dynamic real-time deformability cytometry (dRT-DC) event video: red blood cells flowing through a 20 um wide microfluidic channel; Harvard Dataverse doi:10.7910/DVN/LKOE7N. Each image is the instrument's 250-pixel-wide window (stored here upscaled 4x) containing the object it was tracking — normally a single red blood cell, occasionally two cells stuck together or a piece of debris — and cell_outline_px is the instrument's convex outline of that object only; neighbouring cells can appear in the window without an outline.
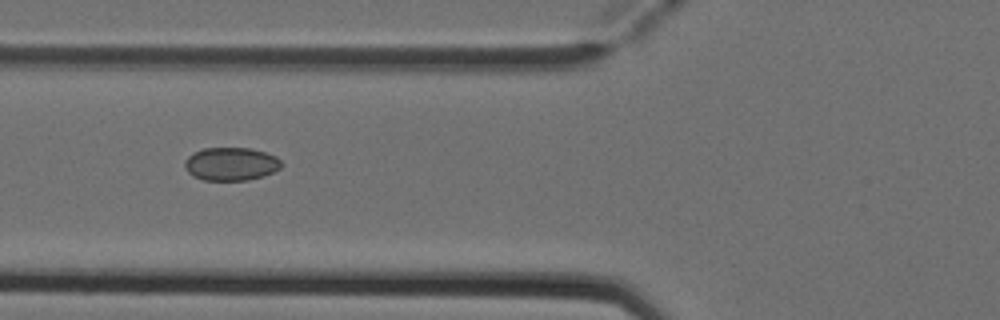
{"species": "Egyptian fruit bat (a non-hibernating species)", "species_latin": "Rousettus aegyptiacus", "temperature_condition": "cold", "stored_images_in_passage": 6, "camera_frame_rate_fps": 3000, "um_per_image_px": 0.085, "animal": {"sex": "female"}, "frame": {"image": 1, "passage_image": 4, "time_ms": 1.0, "image_size_px": [1000, 320], "cell_outline_px": [[280, 168], [264, 176], [248, 180], [204, 180], [192, 176], [184, 168], [184, 160], [192, 152], [204, 148], [248, 148], [264, 152], [276, 156], [280, 160]], "centroid_in_image_um": [19.58, 13.94], "position_along_channel_um": 106.2, "area_um2": 18.73}}
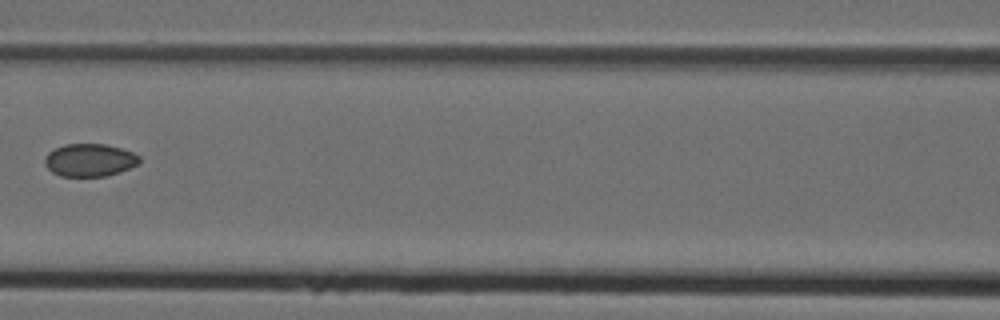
{"frame": {"image": 2, "passage_image": 5, "time_ms": 1.333, "image_size_px": [1000, 320], "cell_outline_px": [[140, 164], [120, 172], [104, 176], [60, 176], [52, 172], [44, 164], [44, 156], [48, 152], [64, 144], [108, 144], [132, 152], [140, 156]], "centroid_in_image_um": [7.62, 13.6], "position_along_channel_um": 159.0, "area_um2": 18.21}}
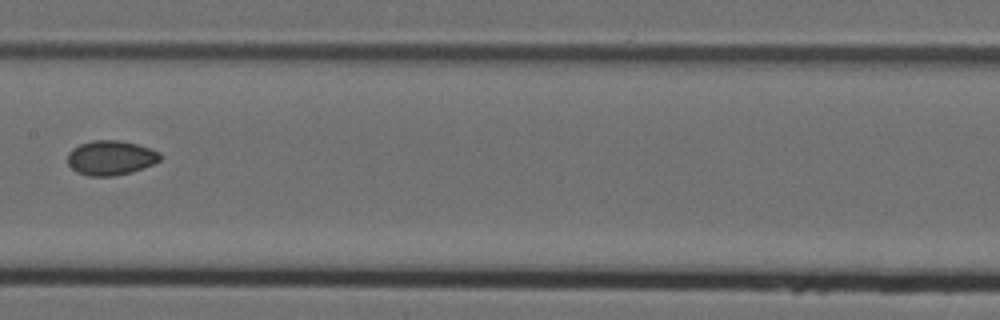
{"frame": {"image": 3, "passage_image": 6, "time_ms": 1.667, "image_size_px": [1000, 320], "cell_outline_px": [[164, 156], [160, 160], [152, 164], [132, 172], [112, 176], [88, 176], [76, 172], [68, 164], [68, 152], [72, 148], [80, 144], [92, 140], [120, 140], [136, 144], [160, 152]], "centroid_in_image_um": [9.4, 13.41], "position_along_channel_um": 198.0, "area_um2": 18.73}}